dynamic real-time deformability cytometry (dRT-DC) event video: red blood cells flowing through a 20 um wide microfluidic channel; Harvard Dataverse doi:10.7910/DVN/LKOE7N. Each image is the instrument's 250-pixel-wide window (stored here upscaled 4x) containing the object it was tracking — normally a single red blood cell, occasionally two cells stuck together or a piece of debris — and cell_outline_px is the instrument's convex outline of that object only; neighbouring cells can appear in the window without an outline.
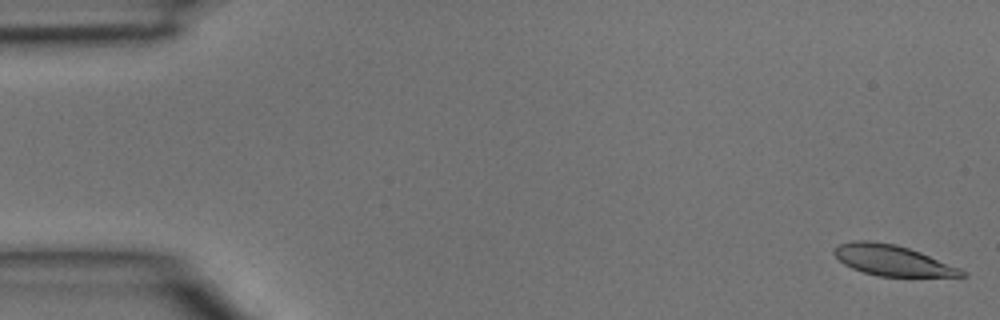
{"species": "common noctule bat (a hibernating species)", "species_latin": "Nyctalus noctula", "temperature_condition": "room temperature", "stored_images_in_passage": 4, "camera_frame_rate_fps": 3000, "um_per_image_px": 0.085, "animal": {"sex": "male", "body_mass_g": 15.6}, "frame": {"image": 1, "passage_image": 1, "time_ms": 0.0, "image_size_px": [1000, 320], "cell_outline_px": [[968, 276], [880, 276], [864, 272], [852, 268], [844, 264], [832, 252], [840, 244], [852, 240], [868, 240], [896, 244], [920, 252], [960, 268], [968, 272]], "centroid_in_image_um": [75.86, 22.12], "position_along_channel_um": 9.1, "area_um2": 22.54}}
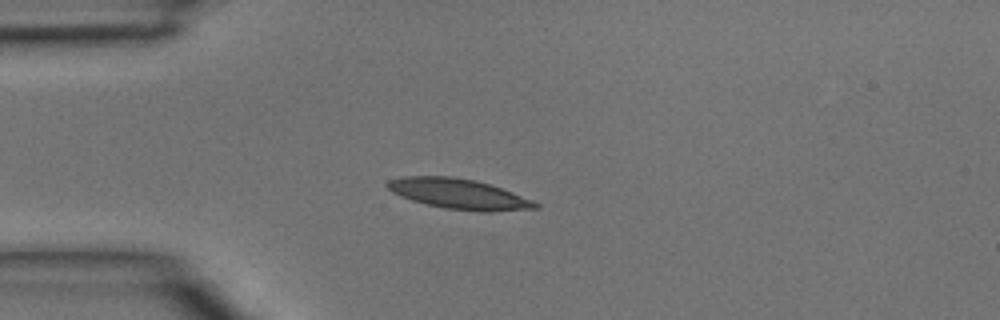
{"frame": {"image": 2, "passage_image": 4, "time_ms": 1.0, "image_size_px": [1000, 320], "cell_outline_px": [[540, 208], [492, 212], [480, 212], [444, 208], [412, 200], [400, 196], [392, 192], [384, 184], [388, 180], [400, 176], [452, 176], [476, 180], [512, 192], [532, 200], [540, 204]], "centroid_in_image_um": [38.98, 16.48], "position_along_channel_um": 46.0, "area_um2": 26.18}}